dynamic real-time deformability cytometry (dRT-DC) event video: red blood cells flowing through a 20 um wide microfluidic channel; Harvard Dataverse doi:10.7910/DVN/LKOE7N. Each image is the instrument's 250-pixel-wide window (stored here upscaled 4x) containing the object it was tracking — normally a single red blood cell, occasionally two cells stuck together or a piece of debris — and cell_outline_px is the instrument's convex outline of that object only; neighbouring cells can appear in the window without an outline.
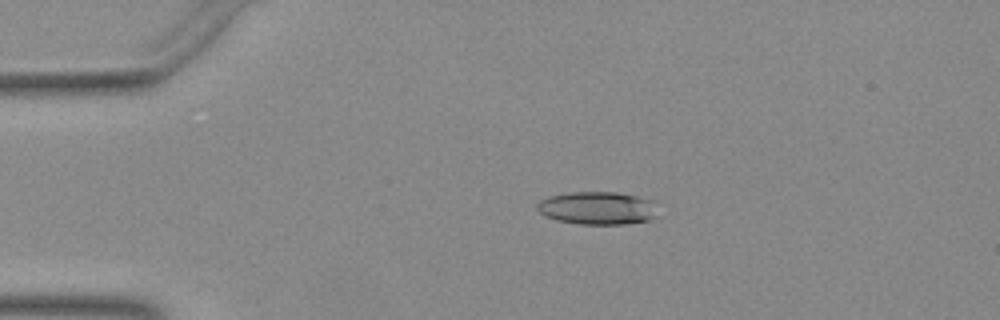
{"species": "Egyptian fruit bat (a non-hibernating species)", "species_latin": "Rousettus aegyptiacus", "temperature_condition": "warm", "stored_images_in_passage": 50, "camera_frame_rate_fps": 3000, "um_per_image_px": 0.085, "animal": {"sex": "female"}, "frame": {"image": 1, "passage_image": 10, "time_ms": 3.0, "image_size_px": [1000, 320], "cell_outline_px": [[656, 200], [652, 216], [648, 220], [624, 224], [580, 224], [556, 220], [540, 212], [536, 208], [536, 204], [540, 200], [548, 196], [572, 192], [616, 192]], "centroid_in_image_um": [50.75, 17.67], "position_along_channel_um": 34.3, "area_um2": 22.95}}
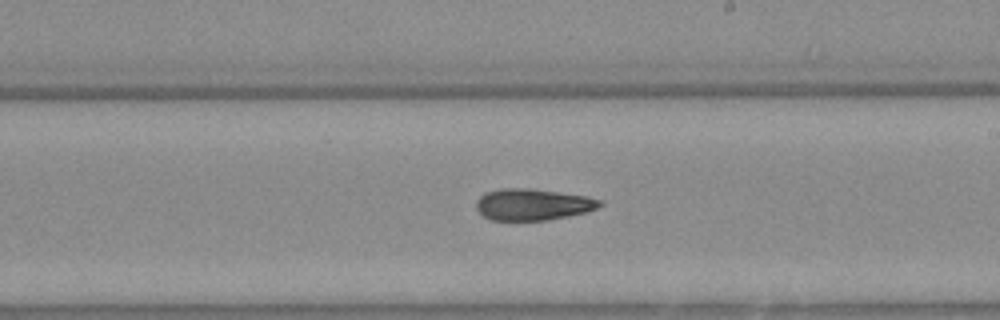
{"frame": {"image": 2, "passage_image": 29, "time_ms": 9.333, "image_size_px": [1000, 320], "cell_outline_px": [[604, 204], [596, 208], [584, 212], [548, 220], [492, 220], [484, 216], [476, 208], [476, 200], [484, 192], [500, 188], [528, 188], [560, 192], [584, 196], [600, 200]], "centroid_in_image_um": [45.23, 17.37], "position_along_channel_um": 243.8, "area_um2": 22.54}}
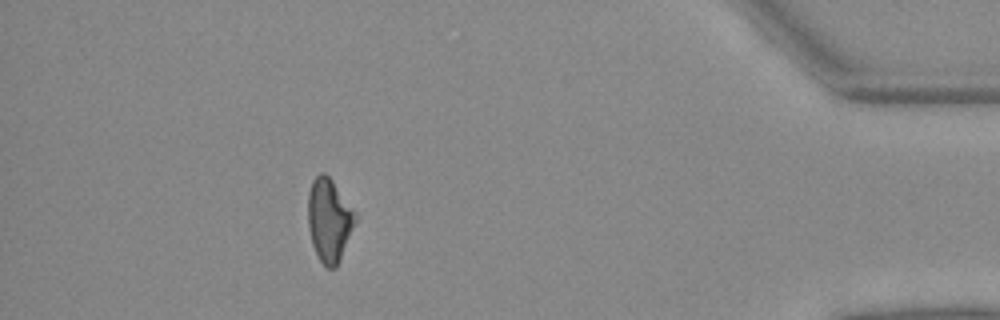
{"frame": {"image": 3, "passage_image": 45, "time_ms": 14.667, "image_size_px": [1000, 320], "cell_outline_px": [[356, 220], [340, 260], [336, 268], [328, 268], [320, 260], [312, 244], [308, 228], [308, 192], [312, 180], [320, 172], [324, 172], [332, 180], [356, 212]], "centroid_in_image_um": [27.97, 18.69], "position_along_channel_um": 407.2, "area_um2": 22.83}}